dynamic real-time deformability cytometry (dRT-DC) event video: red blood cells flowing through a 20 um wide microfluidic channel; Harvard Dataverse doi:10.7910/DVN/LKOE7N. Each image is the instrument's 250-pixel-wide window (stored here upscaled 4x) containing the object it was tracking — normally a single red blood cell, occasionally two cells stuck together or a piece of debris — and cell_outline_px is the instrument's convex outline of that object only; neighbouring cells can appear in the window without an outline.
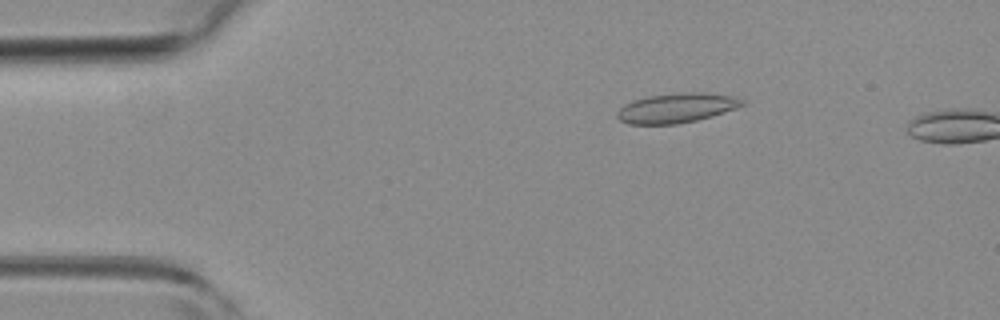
{"species": "common noctule bat (a hibernating species)", "species_latin": "Nyctalus noctula", "temperature_condition": "room temperature", "stored_images_in_passage": 8, "camera_frame_rate_fps": 3000, "um_per_image_px": 0.085, "animal": {"sex": "female", "body_mass_g": 19.3, "forearm_length_mm": 54.1}, "frame": {"image": 1, "passage_image": 6, "time_ms": 1.667, "image_size_px": [1000, 320], "cell_outline_px": [[748, 104], [712, 116], [696, 120], [676, 124], [628, 124], [620, 120], [616, 116], [616, 112], [624, 104], [632, 100], [648, 96], [684, 92], [704, 92], [732, 96], [748, 100]], "centroid_in_image_um": [57.54, 9.17], "position_along_channel_um": 27.5, "area_um2": 21.79}}